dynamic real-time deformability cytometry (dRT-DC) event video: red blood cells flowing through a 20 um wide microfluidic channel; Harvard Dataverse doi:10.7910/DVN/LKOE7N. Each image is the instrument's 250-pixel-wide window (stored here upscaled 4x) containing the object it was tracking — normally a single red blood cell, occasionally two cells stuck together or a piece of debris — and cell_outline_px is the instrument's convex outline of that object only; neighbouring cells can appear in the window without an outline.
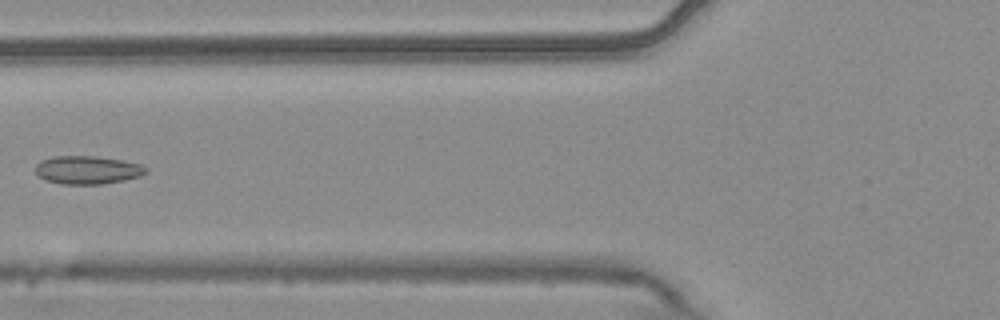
{"species": "common noctule bat (a hibernating species)", "species_latin": "Nyctalus noctula", "temperature_condition": "warm", "stored_images_in_passage": 6, "camera_frame_rate_fps": 3000, "um_per_image_px": 0.085, "animal": {"sex": "male", "body_mass_g": 20.4}, "frame": {"image": 1, "passage_image": 5, "time_ms": 1.333, "image_size_px": [1000, 320], "cell_outline_px": [[148, 172], [140, 176], [124, 180], [100, 184], [60, 184], [44, 180], [36, 172], [36, 164], [40, 160], [52, 156], [96, 156], [124, 160], [140, 164], [148, 168]], "centroid_in_image_um": [7.44, 14.44], "position_along_channel_um": 118.4, "area_um2": 18.32}}
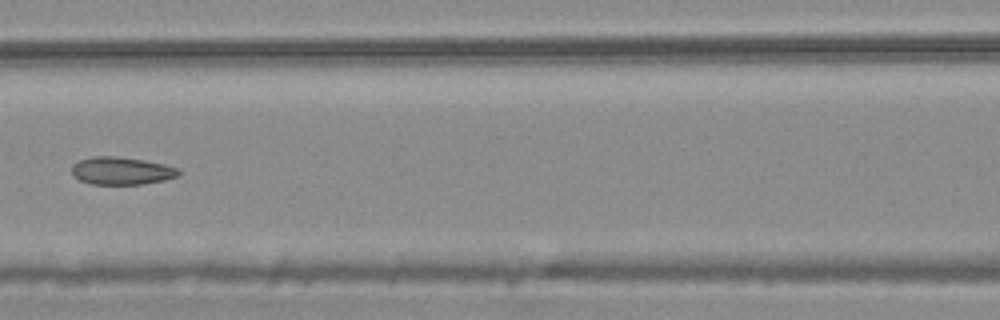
{"frame": {"image": 2, "passage_image": 6, "time_ms": 1.667, "image_size_px": [1000, 320], "cell_outline_px": [[180, 176], [164, 180], [144, 184], [88, 184], [80, 180], [72, 172], [72, 164], [80, 160], [92, 156], [116, 156], [144, 160], [164, 164], [180, 168]], "centroid_in_image_um": [10.36, 14.52], "position_along_channel_um": 156.2, "area_um2": 17.34}}